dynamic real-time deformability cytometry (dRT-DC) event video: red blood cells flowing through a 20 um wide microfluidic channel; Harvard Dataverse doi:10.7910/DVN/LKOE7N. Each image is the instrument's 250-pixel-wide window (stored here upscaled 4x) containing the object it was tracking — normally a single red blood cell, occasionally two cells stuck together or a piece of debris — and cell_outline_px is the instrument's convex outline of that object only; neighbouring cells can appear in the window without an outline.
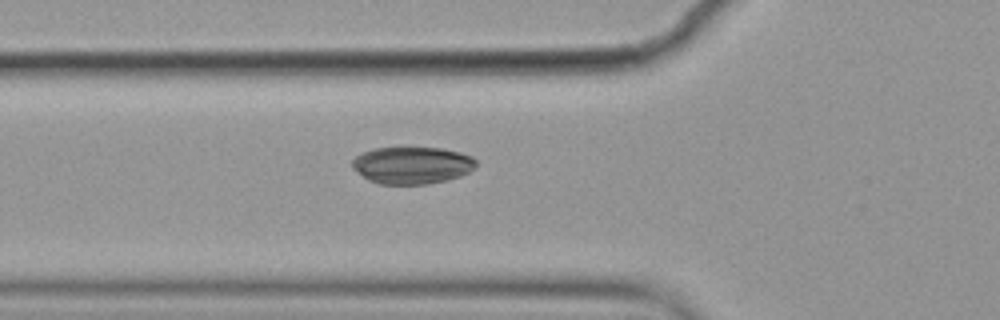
{"species": "common noctule bat (a hibernating species)", "species_latin": "Nyctalus noctula", "temperature_condition": "cold", "stored_images_in_passage": 6, "camera_frame_rate_fps": 3000, "um_per_image_px": 0.085, "animal": {"sex": "female", "body_mass_g": 19.9}, "frame": {"image": 1, "passage_image": 6, "time_ms": 1.667, "image_size_px": [1000, 320], "cell_outline_px": [[476, 168], [460, 176], [448, 180], [428, 184], [380, 184], [368, 180], [352, 168], [352, 160], [356, 156], [372, 148], [400, 144], [440, 148], [460, 152], [472, 156], [476, 160]], "centroid_in_image_um": [35.01, 13.99], "position_along_channel_um": 90.8, "area_um2": 27.86}}